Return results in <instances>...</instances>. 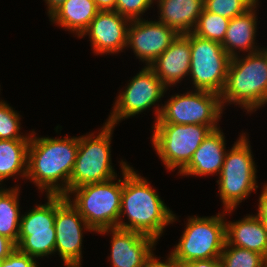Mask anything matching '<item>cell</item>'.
Returning <instances> with one entry per match:
<instances>
[{
  "label": "cell",
  "instance_id": "7c38bea8",
  "mask_svg": "<svg viewBox=\"0 0 267 267\" xmlns=\"http://www.w3.org/2000/svg\"><path fill=\"white\" fill-rule=\"evenodd\" d=\"M45 196V204H36L24 215L22 213L16 245L20 252L35 259L55 254L56 195Z\"/></svg>",
  "mask_w": 267,
  "mask_h": 267
},
{
  "label": "cell",
  "instance_id": "d6986e66",
  "mask_svg": "<svg viewBox=\"0 0 267 267\" xmlns=\"http://www.w3.org/2000/svg\"><path fill=\"white\" fill-rule=\"evenodd\" d=\"M258 5L259 1L246 13L230 19L222 46L231 58L240 55L241 51L249 54L263 48H259L255 42Z\"/></svg>",
  "mask_w": 267,
  "mask_h": 267
},
{
  "label": "cell",
  "instance_id": "1f68e13d",
  "mask_svg": "<svg viewBox=\"0 0 267 267\" xmlns=\"http://www.w3.org/2000/svg\"><path fill=\"white\" fill-rule=\"evenodd\" d=\"M158 256L156 257L155 254H153L147 263L146 267H183V265L177 261L171 254L167 257V259L164 261L160 260Z\"/></svg>",
  "mask_w": 267,
  "mask_h": 267
},
{
  "label": "cell",
  "instance_id": "9c48e42d",
  "mask_svg": "<svg viewBox=\"0 0 267 267\" xmlns=\"http://www.w3.org/2000/svg\"><path fill=\"white\" fill-rule=\"evenodd\" d=\"M161 105L160 115L154 123L196 124L209 126L212 130L220 128L224 108L217 93L193 88L170 96Z\"/></svg>",
  "mask_w": 267,
  "mask_h": 267
},
{
  "label": "cell",
  "instance_id": "8992f818",
  "mask_svg": "<svg viewBox=\"0 0 267 267\" xmlns=\"http://www.w3.org/2000/svg\"><path fill=\"white\" fill-rule=\"evenodd\" d=\"M233 211L223 210L210 217L189 216L186 228L170 254L181 264L220 257L226 242L225 215Z\"/></svg>",
  "mask_w": 267,
  "mask_h": 267
},
{
  "label": "cell",
  "instance_id": "e0dca14e",
  "mask_svg": "<svg viewBox=\"0 0 267 267\" xmlns=\"http://www.w3.org/2000/svg\"><path fill=\"white\" fill-rule=\"evenodd\" d=\"M226 140L223 131L212 130L193 154L190 162L178 173L180 176H208L220 174L225 155Z\"/></svg>",
  "mask_w": 267,
  "mask_h": 267
},
{
  "label": "cell",
  "instance_id": "277c9868",
  "mask_svg": "<svg viewBox=\"0 0 267 267\" xmlns=\"http://www.w3.org/2000/svg\"><path fill=\"white\" fill-rule=\"evenodd\" d=\"M119 166L122 177L118 180L115 177L102 183L85 184L71 189L65 195L69 203L80 213L95 233L104 229L115 228L118 225L121 210L123 171L130 164L121 160ZM116 180L117 182H115Z\"/></svg>",
  "mask_w": 267,
  "mask_h": 267
},
{
  "label": "cell",
  "instance_id": "484cf974",
  "mask_svg": "<svg viewBox=\"0 0 267 267\" xmlns=\"http://www.w3.org/2000/svg\"><path fill=\"white\" fill-rule=\"evenodd\" d=\"M223 267H262L267 259L260 253L225 242L220 255Z\"/></svg>",
  "mask_w": 267,
  "mask_h": 267
},
{
  "label": "cell",
  "instance_id": "44dd1931",
  "mask_svg": "<svg viewBox=\"0 0 267 267\" xmlns=\"http://www.w3.org/2000/svg\"><path fill=\"white\" fill-rule=\"evenodd\" d=\"M226 243L262 254L267 259V230L253 214L236 221H225Z\"/></svg>",
  "mask_w": 267,
  "mask_h": 267
},
{
  "label": "cell",
  "instance_id": "d590c367",
  "mask_svg": "<svg viewBox=\"0 0 267 267\" xmlns=\"http://www.w3.org/2000/svg\"><path fill=\"white\" fill-rule=\"evenodd\" d=\"M67 0H45L47 4V14L50 17Z\"/></svg>",
  "mask_w": 267,
  "mask_h": 267
},
{
  "label": "cell",
  "instance_id": "f546056e",
  "mask_svg": "<svg viewBox=\"0 0 267 267\" xmlns=\"http://www.w3.org/2000/svg\"><path fill=\"white\" fill-rule=\"evenodd\" d=\"M37 259L20 252L17 248L0 262V267H39Z\"/></svg>",
  "mask_w": 267,
  "mask_h": 267
},
{
  "label": "cell",
  "instance_id": "ac0fdd59",
  "mask_svg": "<svg viewBox=\"0 0 267 267\" xmlns=\"http://www.w3.org/2000/svg\"><path fill=\"white\" fill-rule=\"evenodd\" d=\"M190 54V41L179 35L149 67L168 89L189 76Z\"/></svg>",
  "mask_w": 267,
  "mask_h": 267
},
{
  "label": "cell",
  "instance_id": "d6a6232c",
  "mask_svg": "<svg viewBox=\"0 0 267 267\" xmlns=\"http://www.w3.org/2000/svg\"><path fill=\"white\" fill-rule=\"evenodd\" d=\"M183 267H223L220 257L213 259L192 260L182 264Z\"/></svg>",
  "mask_w": 267,
  "mask_h": 267
},
{
  "label": "cell",
  "instance_id": "8fae6325",
  "mask_svg": "<svg viewBox=\"0 0 267 267\" xmlns=\"http://www.w3.org/2000/svg\"><path fill=\"white\" fill-rule=\"evenodd\" d=\"M191 46L190 72L196 90H206L220 95L222 92L231 57L221 43L205 39L193 32L184 35Z\"/></svg>",
  "mask_w": 267,
  "mask_h": 267
},
{
  "label": "cell",
  "instance_id": "ba28073f",
  "mask_svg": "<svg viewBox=\"0 0 267 267\" xmlns=\"http://www.w3.org/2000/svg\"><path fill=\"white\" fill-rule=\"evenodd\" d=\"M152 146L168 171L179 173L191 160L197 148L212 131L196 124L154 123L151 127Z\"/></svg>",
  "mask_w": 267,
  "mask_h": 267
},
{
  "label": "cell",
  "instance_id": "7402d4cb",
  "mask_svg": "<svg viewBox=\"0 0 267 267\" xmlns=\"http://www.w3.org/2000/svg\"><path fill=\"white\" fill-rule=\"evenodd\" d=\"M99 11L94 0H67L49 18L79 38Z\"/></svg>",
  "mask_w": 267,
  "mask_h": 267
},
{
  "label": "cell",
  "instance_id": "5b68a950",
  "mask_svg": "<svg viewBox=\"0 0 267 267\" xmlns=\"http://www.w3.org/2000/svg\"><path fill=\"white\" fill-rule=\"evenodd\" d=\"M247 136L245 132L241 133L234 145L227 150L219 179L216 181L223 210H236L258 188L257 169Z\"/></svg>",
  "mask_w": 267,
  "mask_h": 267
},
{
  "label": "cell",
  "instance_id": "4dcf8cb0",
  "mask_svg": "<svg viewBox=\"0 0 267 267\" xmlns=\"http://www.w3.org/2000/svg\"><path fill=\"white\" fill-rule=\"evenodd\" d=\"M258 202V210L255 215L263 222L267 230V183H264L262 187Z\"/></svg>",
  "mask_w": 267,
  "mask_h": 267
},
{
  "label": "cell",
  "instance_id": "836d02e7",
  "mask_svg": "<svg viewBox=\"0 0 267 267\" xmlns=\"http://www.w3.org/2000/svg\"><path fill=\"white\" fill-rule=\"evenodd\" d=\"M16 248L17 246L12 240L0 235V262L7 258Z\"/></svg>",
  "mask_w": 267,
  "mask_h": 267
},
{
  "label": "cell",
  "instance_id": "5bb4252c",
  "mask_svg": "<svg viewBox=\"0 0 267 267\" xmlns=\"http://www.w3.org/2000/svg\"><path fill=\"white\" fill-rule=\"evenodd\" d=\"M178 36L175 30L157 20H132L128 26L126 49H132L136 58L149 67Z\"/></svg>",
  "mask_w": 267,
  "mask_h": 267
},
{
  "label": "cell",
  "instance_id": "3957f363",
  "mask_svg": "<svg viewBox=\"0 0 267 267\" xmlns=\"http://www.w3.org/2000/svg\"><path fill=\"white\" fill-rule=\"evenodd\" d=\"M230 59L224 88L220 93L226 104L253 113L267 104V48Z\"/></svg>",
  "mask_w": 267,
  "mask_h": 267
},
{
  "label": "cell",
  "instance_id": "83f0119b",
  "mask_svg": "<svg viewBox=\"0 0 267 267\" xmlns=\"http://www.w3.org/2000/svg\"><path fill=\"white\" fill-rule=\"evenodd\" d=\"M259 0H204V9L227 19L240 16Z\"/></svg>",
  "mask_w": 267,
  "mask_h": 267
},
{
  "label": "cell",
  "instance_id": "2e32d148",
  "mask_svg": "<svg viewBox=\"0 0 267 267\" xmlns=\"http://www.w3.org/2000/svg\"><path fill=\"white\" fill-rule=\"evenodd\" d=\"M130 20L114 10L99 11L79 38L89 35L96 55H111L125 51Z\"/></svg>",
  "mask_w": 267,
  "mask_h": 267
},
{
  "label": "cell",
  "instance_id": "ffe728a7",
  "mask_svg": "<svg viewBox=\"0 0 267 267\" xmlns=\"http://www.w3.org/2000/svg\"><path fill=\"white\" fill-rule=\"evenodd\" d=\"M159 22L179 35L193 32L204 8V0H155Z\"/></svg>",
  "mask_w": 267,
  "mask_h": 267
},
{
  "label": "cell",
  "instance_id": "8d00e7d4",
  "mask_svg": "<svg viewBox=\"0 0 267 267\" xmlns=\"http://www.w3.org/2000/svg\"><path fill=\"white\" fill-rule=\"evenodd\" d=\"M262 267H267V261L263 264Z\"/></svg>",
  "mask_w": 267,
  "mask_h": 267
},
{
  "label": "cell",
  "instance_id": "cb8c5ba5",
  "mask_svg": "<svg viewBox=\"0 0 267 267\" xmlns=\"http://www.w3.org/2000/svg\"><path fill=\"white\" fill-rule=\"evenodd\" d=\"M14 186L0 189V235L17 245L22 214L19 210L20 189L18 185Z\"/></svg>",
  "mask_w": 267,
  "mask_h": 267
},
{
  "label": "cell",
  "instance_id": "603a6c76",
  "mask_svg": "<svg viewBox=\"0 0 267 267\" xmlns=\"http://www.w3.org/2000/svg\"><path fill=\"white\" fill-rule=\"evenodd\" d=\"M30 139H0V184L21 176L26 180Z\"/></svg>",
  "mask_w": 267,
  "mask_h": 267
},
{
  "label": "cell",
  "instance_id": "4fadbf2b",
  "mask_svg": "<svg viewBox=\"0 0 267 267\" xmlns=\"http://www.w3.org/2000/svg\"><path fill=\"white\" fill-rule=\"evenodd\" d=\"M54 227L55 254L57 253L64 262V267H81L83 233L94 232V230L64 195H56Z\"/></svg>",
  "mask_w": 267,
  "mask_h": 267
},
{
  "label": "cell",
  "instance_id": "4316f807",
  "mask_svg": "<svg viewBox=\"0 0 267 267\" xmlns=\"http://www.w3.org/2000/svg\"><path fill=\"white\" fill-rule=\"evenodd\" d=\"M21 116L6 101L0 100V139L16 140L30 139L31 134L20 132ZM22 134V135H21ZM25 135V136H24Z\"/></svg>",
  "mask_w": 267,
  "mask_h": 267
},
{
  "label": "cell",
  "instance_id": "9a60e30c",
  "mask_svg": "<svg viewBox=\"0 0 267 267\" xmlns=\"http://www.w3.org/2000/svg\"><path fill=\"white\" fill-rule=\"evenodd\" d=\"M97 233L102 235L110 233L112 236L110 257H108L112 267H146L157 244V240L151 236L117 227Z\"/></svg>",
  "mask_w": 267,
  "mask_h": 267
},
{
  "label": "cell",
  "instance_id": "d4e9b609",
  "mask_svg": "<svg viewBox=\"0 0 267 267\" xmlns=\"http://www.w3.org/2000/svg\"><path fill=\"white\" fill-rule=\"evenodd\" d=\"M230 19L211 13L203 8L193 33L218 43L223 42Z\"/></svg>",
  "mask_w": 267,
  "mask_h": 267
},
{
  "label": "cell",
  "instance_id": "7a4b0ae2",
  "mask_svg": "<svg viewBox=\"0 0 267 267\" xmlns=\"http://www.w3.org/2000/svg\"><path fill=\"white\" fill-rule=\"evenodd\" d=\"M125 216L128 222H125ZM177 218L161 200L150 181L139 175L131 166L123 171L121 210L117 228L137 231L159 241L165 227L173 224Z\"/></svg>",
  "mask_w": 267,
  "mask_h": 267
},
{
  "label": "cell",
  "instance_id": "30bf717a",
  "mask_svg": "<svg viewBox=\"0 0 267 267\" xmlns=\"http://www.w3.org/2000/svg\"><path fill=\"white\" fill-rule=\"evenodd\" d=\"M124 88L116 96L106 123L117 126L123 119L141 114L153 105L155 121L158 119L162 109L159 103L168 89L150 67L144 66L133 78L131 77Z\"/></svg>",
  "mask_w": 267,
  "mask_h": 267
},
{
  "label": "cell",
  "instance_id": "e575fe53",
  "mask_svg": "<svg viewBox=\"0 0 267 267\" xmlns=\"http://www.w3.org/2000/svg\"><path fill=\"white\" fill-rule=\"evenodd\" d=\"M100 11L115 10L116 0H94Z\"/></svg>",
  "mask_w": 267,
  "mask_h": 267
},
{
  "label": "cell",
  "instance_id": "f1b7e54d",
  "mask_svg": "<svg viewBox=\"0 0 267 267\" xmlns=\"http://www.w3.org/2000/svg\"><path fill=\"white\" fill-rule=\"evenodd\" d=\"M154 4L155 0H116L114 11L132 21L142 19L141 15L150 7L153 8Z\"/></svg>",
  "mask_w": 267,
  "mask_h": 267
},
{
  "label": "cell",
  "instance_id": "6da1fadb",
  "mask_svg": "<svg viewBox=\"0 0 267 267\" xmlns=\"http://www.w3.org/2000/svg\"><path fill=\"white\" fill-rule=\"evenodd\" d=\"M26 179L46 195H66L77 157L79 136L39 137L30 132Z\"/></svg>",
  "mask_w": 267,
  "mask_h": 267
},
{
  "label": "cell",
  "instance_id": "52a82bcc",
  "mask_svg": "<svg viewBox=\"0 0 267 267\" xmlns=\"http://www.w3.org/2000/svg\"><path fill=\"white\" fill-rule=\"evenodd\" d=\"M97 135L89 132L79 136V146L70 190L90 183H102L117 177L112 165L111 140L115 126L103 123Z\"/></svg>",
  "mask_w": 267,
  "mask_h": 267
}]
</instances>
